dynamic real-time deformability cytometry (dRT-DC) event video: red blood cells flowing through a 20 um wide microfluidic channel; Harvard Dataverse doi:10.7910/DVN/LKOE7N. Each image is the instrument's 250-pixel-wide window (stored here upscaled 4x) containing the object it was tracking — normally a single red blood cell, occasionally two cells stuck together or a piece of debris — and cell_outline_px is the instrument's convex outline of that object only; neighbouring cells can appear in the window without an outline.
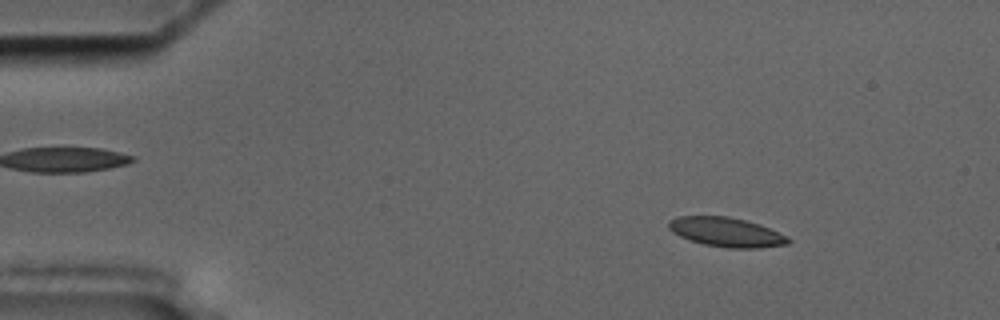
{"species": "common noctule bat (a hibernating species)", "species_latin": "Nyctalus noctula", "temperature_condition": "cold", "stored_images_in_passage": 49, "camera_frame_rate_fps": 3000, "um_per_image_px": 0.085, "animal": {"sex": "male", "body_mass_g": 17.5, "forearm_length_mm": 52.3}, "frame": {"image": 1, "passage_image": 1, "time_ms": 0.0, "image_size_px": [1000, 320], "cell_outline_px": [[792, 240], [788, 244], [760, 248], [724, 248], [704, 244], [688, 240], [672, 232], [668, 228], [668, 220], [676, 216], [728, 216], [760, 224], [788, 236]], "centroid_in_image_um": [61.73, 19.73], "position_along_channel_um": 23.3, "area_um2": 20.69}}
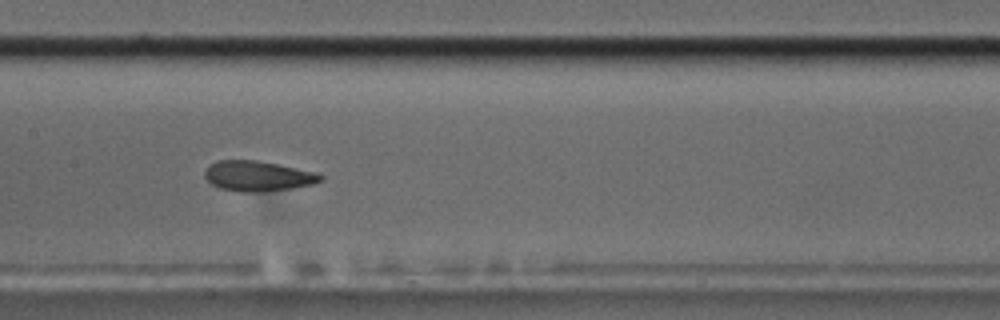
{"frame": {"image": 2, "passage_image": 21, "time_ms": 6.667, "image_size_px": [1000, 320], "cell_outline_px": [[324, 180], [312, 184], [292, 188], [256, 192], [240, 192], [220, 188], [212, 184], [204, 176], [204, 172], [216, 160], [256, 160], [316, 172], [324, 176]], "centroid_in_image_um": [21.93, 14.96], "position_along_channel_um": 185.5, "area_um2": 20.23}}
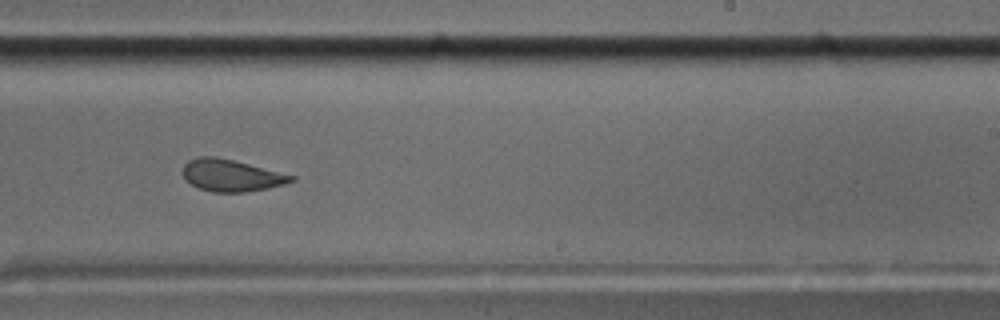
{"frame": {"image": 3, "passage_image": 28, "time_ms": 9.0, "image_size_px": [1000, 320], "cell_outline_px": [[296, 180], [284, 184], [268, 188], [244, 192], [212, 192], [200, 188], [184, 180], [180, 172], [184, 164], [188, 160], [196, 156], [216, 156], [296, 176]], "centroid_in_image_um": [19.6, 14.9], "position_along_channel_um": 269.4, "area_um2": 20.29}, "authors_computed_cell_mechanics": {"area_um2": 20.9814, "velocity_mm_per_s": 3.6067, "shape_relaxation_time_tau1_ms": null, "shape_relaxation_time_tau2_ms": 2.1815, "deformation_change_tau1": null, "deformation_change_tau2": 0.0838}}